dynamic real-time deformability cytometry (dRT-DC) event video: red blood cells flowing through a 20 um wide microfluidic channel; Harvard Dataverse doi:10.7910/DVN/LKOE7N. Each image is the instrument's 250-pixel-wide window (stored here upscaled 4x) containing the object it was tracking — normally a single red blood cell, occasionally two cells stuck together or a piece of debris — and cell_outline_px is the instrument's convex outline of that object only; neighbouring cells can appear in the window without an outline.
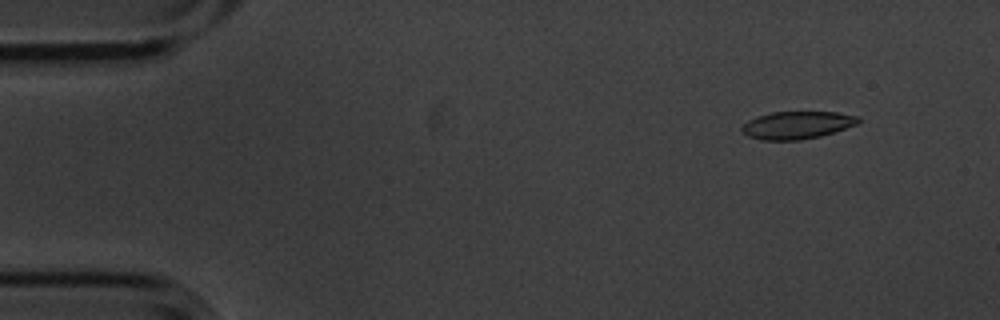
{"species": "common noctule bat (a hibernating species)", "species_latin": "Nyctalus noctula", "temperature_condition": "cold", "stored_images_in_passage": 5, "camera_frame_rate_fps": 3000, "um_per_image_px": 0.085, "animal": {"sex": "male", "body_mass_g": 20.1, "forearm_length_mm": 53.5}, "frame": {"image": 1, "passage_image": 2, "time_ms": 0.333, "image_size_px": [1000, 320], "cell_outline_px": [[860, 120], [856, 124], [820, 136], [800, 140], [760, 140], [748, 136], [740, 128], [748, 120], [756, 116], [772, 112], [836, 112], [860, 116]], "centroid_in_image_um": [67.72, 10.63], "position_along_channel_um": 17.3, "area_um2": 18.61}}